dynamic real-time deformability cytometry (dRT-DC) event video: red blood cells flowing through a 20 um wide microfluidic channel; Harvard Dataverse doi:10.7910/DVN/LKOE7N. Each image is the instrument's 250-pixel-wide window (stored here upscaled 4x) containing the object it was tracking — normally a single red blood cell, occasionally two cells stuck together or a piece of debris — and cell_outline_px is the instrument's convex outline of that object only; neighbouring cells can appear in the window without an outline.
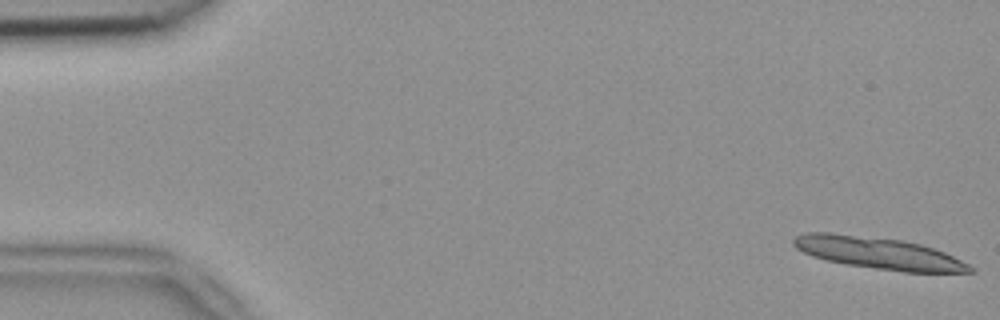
{"species": "common noctule bat (a hibernating species)", "species_latin": "Nyctalus noctula", "temperature_condition": "room temperature", "stored_images_in_passage": 13, "camera_frame_rate_fps": 3000, "um_per_image_px": 0.085, "animal": {"sex": "female", "body_mass_g": 18.4}, "frame": {"image": 1, "passage_image": 1, "time_ms": 0.0, "image_size_px": [1000, 320], "cell_outline_px": [[976, 272], [904, 272], [844, 264], [812, 256], [796, 248], [792, 244], [792, 240], [796, 236], [804, 232], [832, 232], [900, 240], [920, 244], [944, 252], [976, 268]], "centroid_in_image_um": [74.65, 21.51], "position_along_channel_um": 10.4, "area_um2": 32.66}}